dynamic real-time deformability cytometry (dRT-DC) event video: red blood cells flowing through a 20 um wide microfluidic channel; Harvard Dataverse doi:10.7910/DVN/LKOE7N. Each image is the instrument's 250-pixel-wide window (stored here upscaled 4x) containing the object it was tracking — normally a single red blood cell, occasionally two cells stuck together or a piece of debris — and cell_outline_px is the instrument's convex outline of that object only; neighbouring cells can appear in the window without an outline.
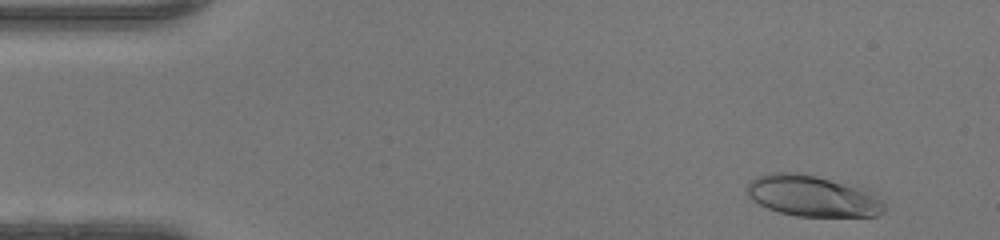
{"species": "human", "species_latin": "Homo sapiens", "temperature_condition": "warm", "stored_images_in_passage": 47, "camera_frame_rate_fps": 3000, "um_per_image_px": 0.085, "donor": {"sex": "female"}, "frame": {"image": 1, "passage_image": 3, "time_ms": 0.667, "image_size_px": [1000, 240], "cell_outline_px": [[884, 212], [876, 216], [796, 216], [776, 212], [752, 200], [748, 196], [748, 184], [752, 180], [760, 176], [772, 172], [800, 172], [872, 188], [884, 204]], "centroid_in_image_um": [69.15, 16.64], "position_along_channel_um": 15.9, "area_um2": 33.52}}
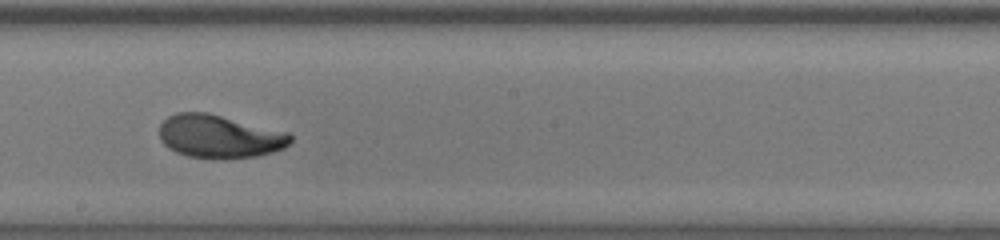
{"frame": {"image": 2, "passage_image": 26, "time_ms": 8.333, "image_size_px": [1000, 240], "cell_outline_px": [[292, 140], [284, 148], [272, 152], [256, 156], [188, 156], [176, 152], [168, 148], [160, 140], [160, 124], [168, 116], [176, 112], [208, 112], [288, 132], [292, 136]], "centroid_in_image_um": [18.63, 11.55], "position_along_channel_um": 229.6, "area_um2": 32.31}}
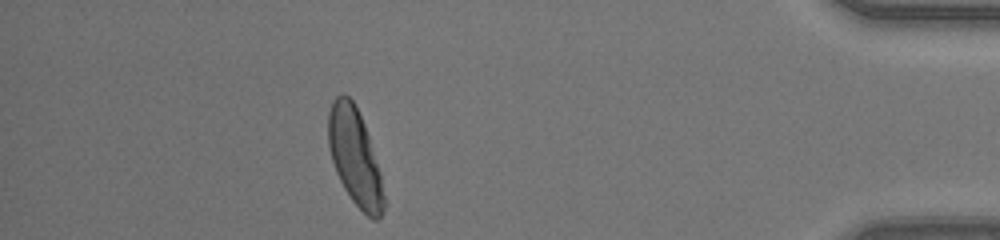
{"frame": {"image": 3, "passage_image": 42, "time_ms": 13.667, "image_size_px": [1000, 240], "cell_outline_px": [[384, 208], [380, 216], [376, 220], [372, 220], [352, 200], [344, 188], [336, 172], [328, 148], [328, 112], [332, 100], [336, 96], [344, 92], [352, 100], [364, 124], [380, 172], [384, 196]], "centroid_in_image_um": [30.14, 13.32], "position_along_channel_um": 405.1, "area_um2": 30.98}, "authors_computed_cell_mechanics": {"area_um2": 32.079, "velocity_mm_per_s": 4.2796, "shape_relaxation_time_tau1_ms": 4.1409, "shape_relaxation_time_tau2_ms": 0.7718, "deformation_change_tau1": 0.1965, "deformation_change_tau2": 0.0578}}